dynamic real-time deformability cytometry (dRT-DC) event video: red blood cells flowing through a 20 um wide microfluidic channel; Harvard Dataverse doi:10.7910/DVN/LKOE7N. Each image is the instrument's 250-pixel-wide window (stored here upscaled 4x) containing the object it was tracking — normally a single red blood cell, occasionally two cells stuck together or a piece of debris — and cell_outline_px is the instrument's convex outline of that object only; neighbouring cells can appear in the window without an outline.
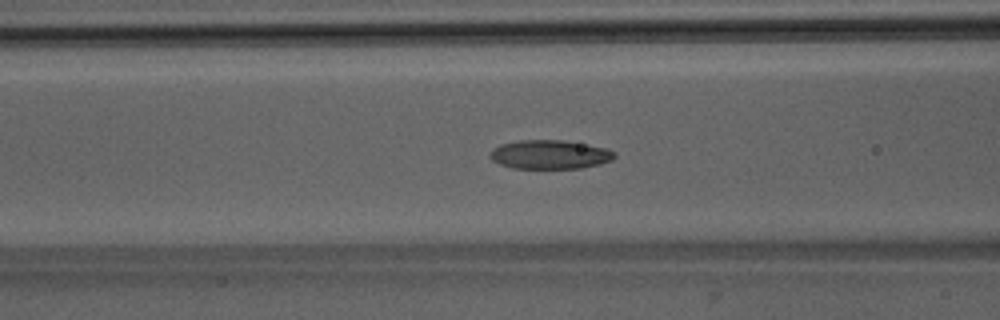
{"species": "Egyptian fruit bat (a non-hibernating species)", "species_latin": "Rousettus aegyptiacus", "temperature_condition": "room temperature", "stored_images_in_passage": 43, "camera_frame_rate_fps": 3000, "um_per_image_px": 0.085, "animal": {"sex": "male"}, "frame": {"image": 1, "passage_image": 12, "time_ms": 3.667, "image_size_px": [1000, 320], "cell_outline_px": [[616, 156], [612, 160], [600, 164], [580, 168], [512, 168], [500, 164], [492, 160], [488, 156], [492, 148], [500, 144], [520, 140], [564, 140], [604, 148], [616, 152]], "centroid_in_image_um": [46.7, 13.13], "position_along_channel_um": 119.9, "area_um2": 20.98}}
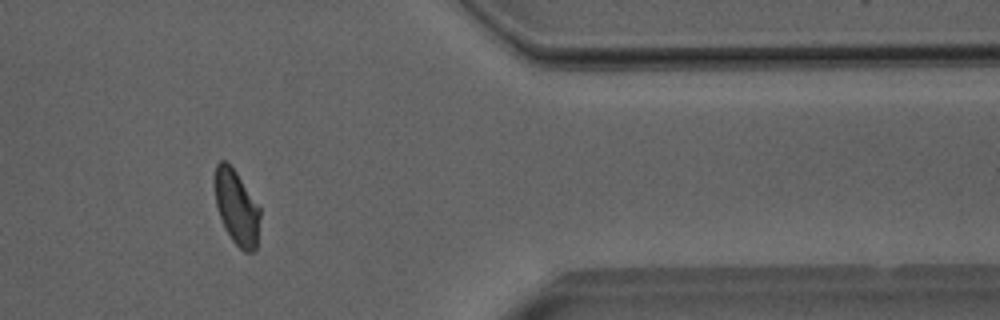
{"frame": {"image": 2, "passage_image": 34, "time_ms": 11.0, "image_size_px": [1000, 320], "cell_outline_px": [[260, 216], [256, 248], [252, 252], [244, 252], [232, 240], [220, 216], [216, 204], [212, 184], [212, 180], [216, 164], [220, 160], [224, 160], [236, 172], [260, 208]], "centroid_in_image_um": [20.08, 17.59], "position_along_channel_um": 391.3, "area_um2": 19.65}}
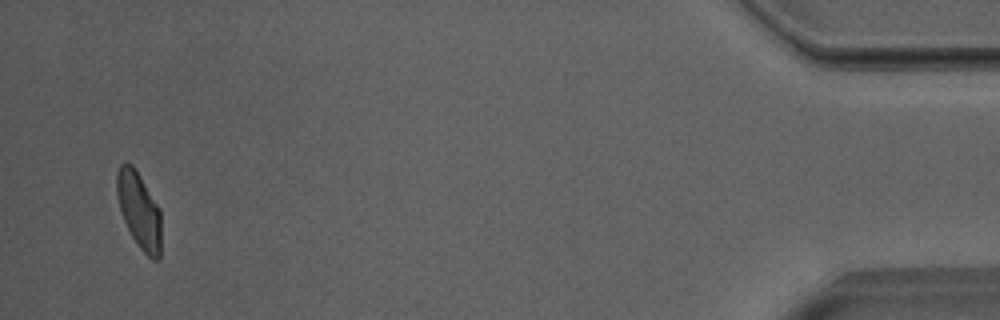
{"frame": {"image": 3, "passage_image": 41, "time_ms": 13.333, "image_size_px": [1000, 320], "cell_outline_px": [[160, 260], [152, 260], [140, 248], [132, 236], [124, 220], [120, 208], [116, 192], [116, 172], [120, 164], [124, 160], [128, 160], [132, 164], [140, 176], [160, 208]], "centroid_in_image_um": [11.81, 17.83], "position_along_channel_um": 423.4, "area_um2": 19.77}, "authors_computed_cell_mechanics": {"area_um2": 20.4612, "velocity_mm_per_s": 3.9976, "shape_relaxation_time_tau1_ms": 4.8101, "shape_relaxation_time_tau2_ms": 2.121, "deformation_change_tau1": 0.1517, "deformation_change_tau2": 0.0737}}